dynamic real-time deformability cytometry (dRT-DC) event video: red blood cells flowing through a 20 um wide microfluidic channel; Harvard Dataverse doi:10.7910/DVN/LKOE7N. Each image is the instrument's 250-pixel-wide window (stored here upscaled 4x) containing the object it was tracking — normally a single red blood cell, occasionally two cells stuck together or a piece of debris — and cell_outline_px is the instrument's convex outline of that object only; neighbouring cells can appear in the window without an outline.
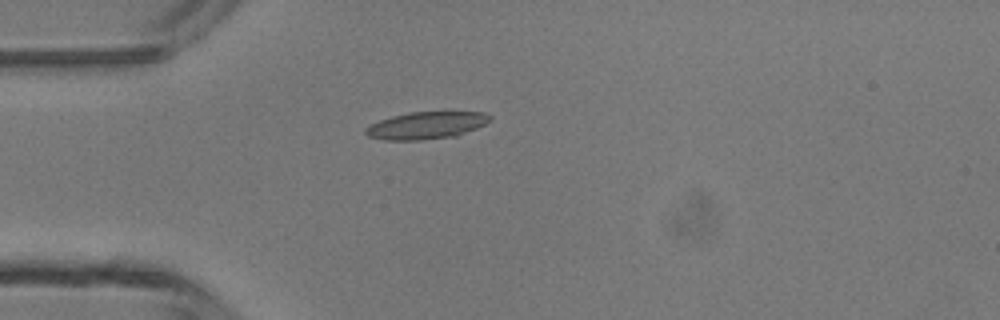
{"species": "common noctule bat (a hibernating species)", "species_latin": "Nyctalus noctula", "temperature_condition": "room temperature", "stored_images_in_passage": 35, "camera_frame_rate_fps": 3000, "um_per_image_px": 0.085, "animal": {"sex": "male", "body_mass_g": 13.3}, "frame": {"image": 1, "passage_image": 1, "time_ms": 0.0, "image_size_px": [1000, 320], "cell_outline_px": [[492, 120], [476, 128], [456, 136], [424, 140], [384, 140], [368, 136], [364, 132], [364, 128], [380, 120], [392, 116], [408, 112], [484, 112], [492, 116]], "centroid_in_image_um": [36.23, 10.66], "position_along_channel_um": 48.8, "area_um2": 19.77}}
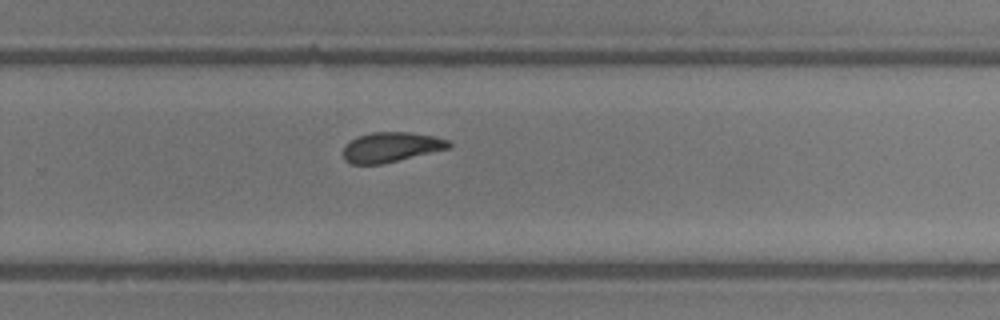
{"frame": {"image": 2, "passage_image": 19, "time_ms": 6.0, "image_size_px": [1000, 320], "cell_outline_px": [[452, 148], [380, 164], [352, 164], [344, 160], [344, 148], [352, 140], [360, 136], [372, 132], [412, 132], [432, 136], [448, 140], [452, 144]], "centroid_in_image_um": [33.29, 12.51], "position_along_channel_um": 296.5, "area_um2": 18.21}}
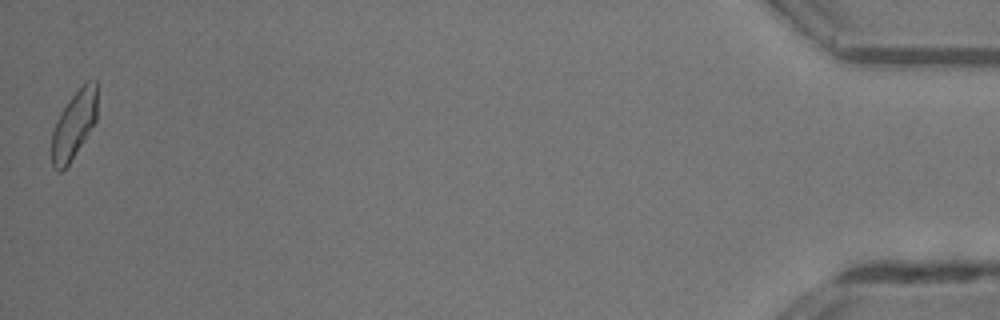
{"frame": {"image": 3, "passage_image": 35, "time_ms": 11.333, "image_size_px": [1000, 320], "cell_outline_px": [[96, 120], [84, 140], [68, 164], [60, 172], [52, 164], [52, 132], [56, 120], [60, 112], [68, 100], [88, 80], [96, 80]], "centroid_in_image_um": [6.27, 10.59], "position_along_channel_um": 428.9, "area_um2": 17.51}, "authors_computed_cell_mechanics": {"area_um2": 18.5538, "velocity_mm_per_s": 4.3548, "shape_relaxation_time_tau1_ms": 6.2723, "shape_relaxation_time_tau2_ms": 3.6828, "deformation_change_tau1": 0.1746, "deformation_change_tau2": 0.1113}}